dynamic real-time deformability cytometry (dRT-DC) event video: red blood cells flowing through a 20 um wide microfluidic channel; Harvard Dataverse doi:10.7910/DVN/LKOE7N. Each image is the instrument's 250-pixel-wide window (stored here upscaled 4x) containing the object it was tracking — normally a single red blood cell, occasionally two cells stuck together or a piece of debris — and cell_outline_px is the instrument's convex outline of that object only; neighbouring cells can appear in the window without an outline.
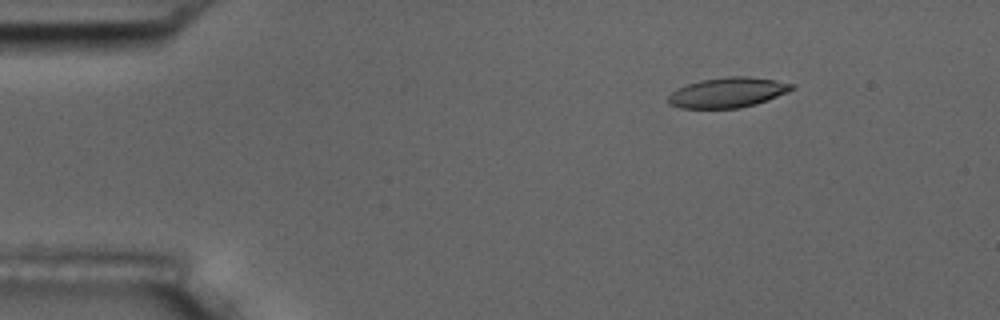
{"species": "common noctule bat (a hibernating species)", "species_latin": "Nyctalus noctula", "temperature_condition": "room temperature", "stored_images_in_passage": 7, "camera_frame_rate_fps": 3000, "um_per_image_px": 0.085, "animal": {"sex": "male", "body_mass_g": 17.5, "forearm_length_mm": 52.3}, "frame": {"image": 1, "passage_image": 3, "time_ms": 2.0, "image_size_px": [1000, 320], "cell_outline_px": [[796, 88], [788, 92], [768, 100], [756, 104], [740, 108], [680, 108], [668, 104], [668, 96], [676, 88], [700, 80], [728, 76], [748, 76], [776, 80], [796, 84]], "centroid_in_image_um": [61.88, 7.86], "position_along_channel_um": 23.1, "area_um2": 21.91}}
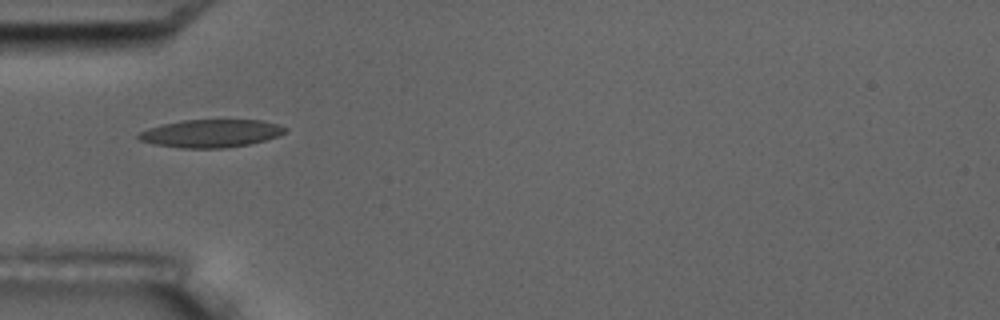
{"frame": {"image": 2, "passage_image": 5, "time_ms": 5.333, "image_size_px": [1000, 320], "cell_outline_px": [[288, 128], [284, 132], [276, 136], [264, 140], [248, 144], [224, 148], [180, 148], [152, 144], [136, 140], [136, 136], [140, 132], [148, 128], [164, 124], [184, 120], [260, 120], [276, 124]], "centroid_in_image_um": [17.85, 11.34], "position_along_channel_um": 67.1, "area_um2": 23.7}}